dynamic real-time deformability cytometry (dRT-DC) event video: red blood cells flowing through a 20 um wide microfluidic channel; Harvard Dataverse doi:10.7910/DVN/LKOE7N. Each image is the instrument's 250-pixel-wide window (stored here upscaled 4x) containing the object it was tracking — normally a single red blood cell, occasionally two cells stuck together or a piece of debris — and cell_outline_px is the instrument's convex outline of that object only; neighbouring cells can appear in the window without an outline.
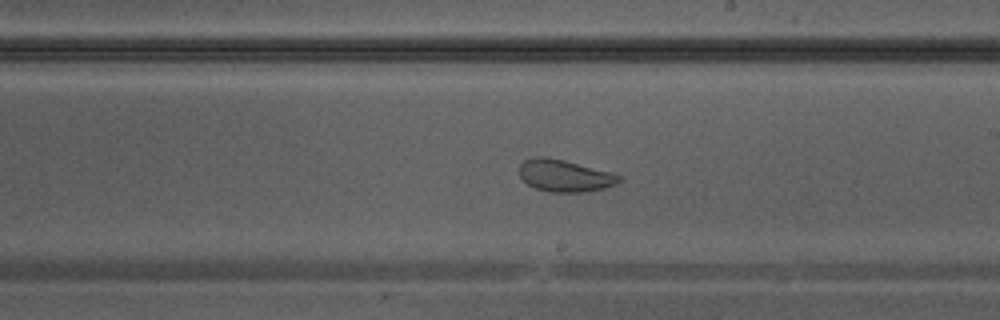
{"species": "Egyptian fruit bat (a non-hibernating species)", "species_latin": "Rousettus aegyptiacus", "temperature_condition": "warm", "stored_images_in_passage": 43, "camera_frame_rate_fps": 3000, "um_per_image_px": 0.085, "animal": {"sex": "male"}, "frame": {"image": 1, "passage_image": 25, "time_ms": 8.0, "image_size_px": [1000, 320], "cell_outline_px": [[624, 180], [616, 184], [604, 188], [584, 192], [548, 192], [536, 188], [528, 184], [520, 176], [520, 164], [524, 160], [536, 156], [544, 156], [564, 160], [612, 172], [620, 176]], "centroid_in_image_um": [48.02, 14.93], "position_along_channel_um": 241.0, "area_um2": 18.67}}
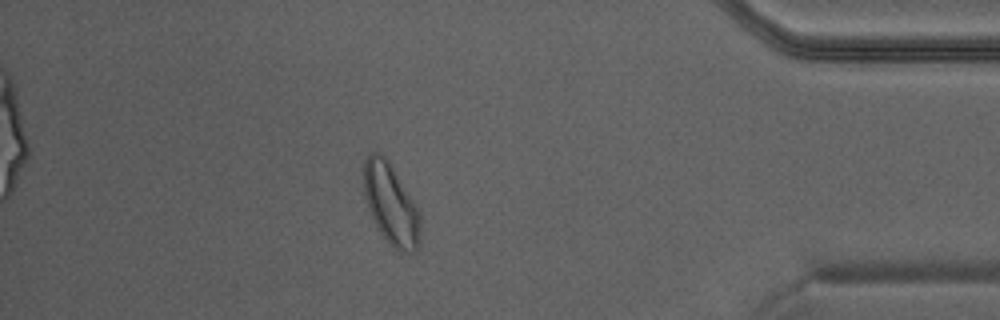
{"frame": {"image": 2, "passage_image": 37, "time_ms": 12.0, "image_size_px": [1000, 320], "cell_outline_px": [[420, 244], [416, 252], [400, 252], [392, 248], [380, 232], [372, 216], [364, 192], [364, 160], [372, 152], [380, 152], [388, 160], [416, 204], [420, 212]], "centroid_in_image_um": [33.26, 17.39], "position_along_channel_um": 401.9, "area_um2": 26.65}}